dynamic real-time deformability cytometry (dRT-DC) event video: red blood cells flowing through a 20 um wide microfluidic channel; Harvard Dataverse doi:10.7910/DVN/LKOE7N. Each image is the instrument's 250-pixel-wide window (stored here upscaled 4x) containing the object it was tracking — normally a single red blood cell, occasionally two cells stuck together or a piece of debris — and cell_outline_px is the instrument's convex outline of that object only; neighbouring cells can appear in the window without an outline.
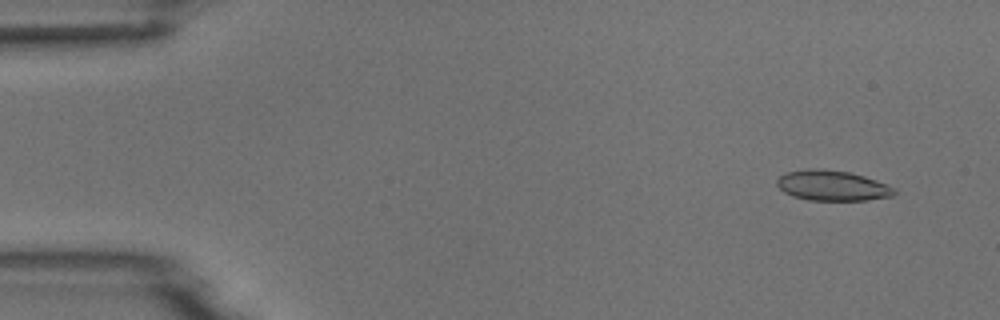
{"species": "common noctule bat (a hibernating species)", "species_latin": "Nyctalus noctula", "temperature_condition": "room temperature", "stored_images_in_passage": 3, "camera_frame_rate_fps": 3000, "um_per_image_px": 0.085, "animal": {"sex": "male", "body_mass_g": 18.8}, "frame": {"image": 1, "passage_image": 1, "time_ms": 0.0, "image_size_px": [1000, 320], "cell_outline_px": [[896, 192], [892, 196], [868, 200], [808, 200], [792, 196], [784, 192], [776, 184], [776, 180], [784, 172], [808, 168], [820, 168], [848, 172], [864, 176], [876, 180], [892, 188]], "centroid_in_image_um": [70.68, 15.77], "position_along_channel_um": 14.3, "area_um2": 20.69}}